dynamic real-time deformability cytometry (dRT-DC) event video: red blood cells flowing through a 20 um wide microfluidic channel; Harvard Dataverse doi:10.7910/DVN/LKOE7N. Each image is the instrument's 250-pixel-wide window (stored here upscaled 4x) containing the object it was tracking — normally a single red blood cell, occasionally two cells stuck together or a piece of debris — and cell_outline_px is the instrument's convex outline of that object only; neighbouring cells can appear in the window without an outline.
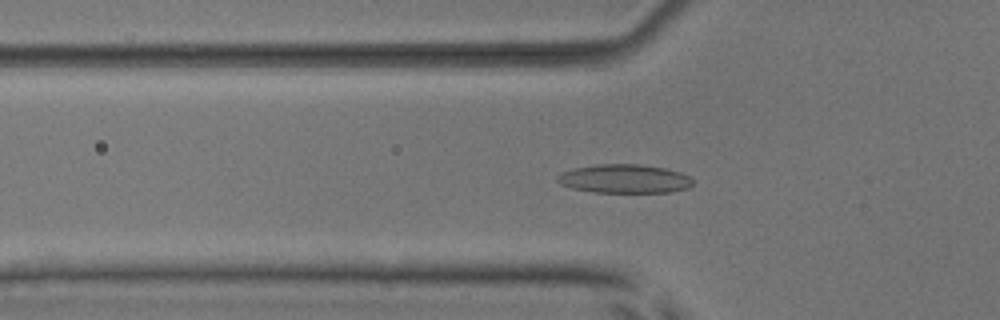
{"species": "common noctule bat (a hibernating species)", "species_latin": "Nyctalus noctula", "temperature_condition": "room temperature", "stored_images_in_passage": 51, "camera_frame_rate_fps": 3000, "um_per_image_px": 0.085, "animal": {"sex": "male", "body_mass_g": 17.9, "forearm_length_mm": 54.2}, "frame": {"image": 1, "passage_image": 17, "time_ms": 5.333, "image_size_px": [1000, 320], "cell_outline_px": [[692, 184], [688, 188], [672, 192], [592, 192], [572, 188], [560, 184], [556, 180], [556, 176], [564, 172], [576, 168], [596, 164], [640, 164], [664, 168], [680, 172], [688, 176], [692, 180]], "centroid_in_image_um": [53.07, 15.2], "position_along_channel_um": 72.7, "area_um2": 22.6}}
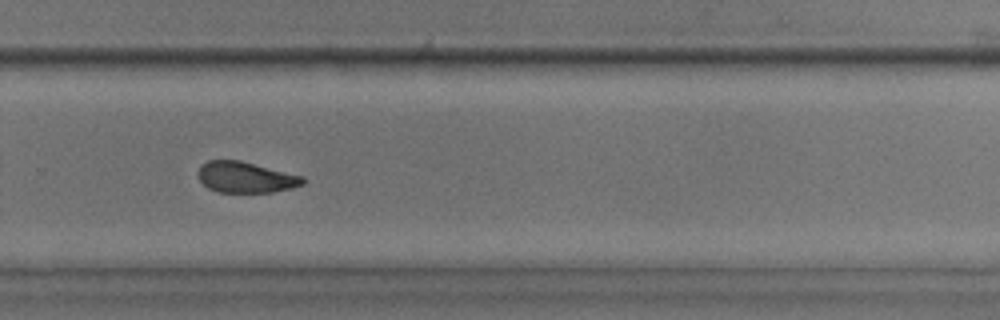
{"frame": {"image": 2, "passage_image": 35, "time_ms": 11.333, "image_size_px": [1000, 320], "cell_outline_px": [[304, 184], [292, 188], [272, 192], [216, 192], [208, 188], [200, 180], [200, 164], [208, 160], [240, 160], [304, 176]], "centroid_in_image_um": [20.9, 15.06], "position_along_channel_um": 308.9, "area_um2": 18.84}}
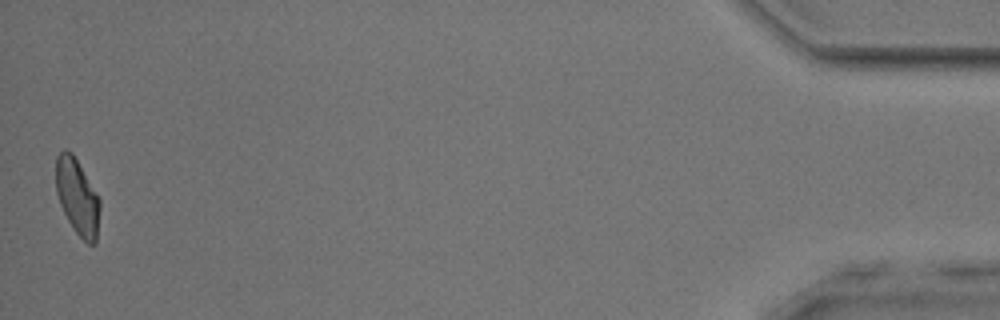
{"frame": {"image": 3, "passage_image": 51, "time_ms": 16.667, "image_size_px": [1000, 320], "cell_outline_px": [[100, 208], [96, 244], [88, 244], [72, 228], [60, 204], [56, 192], [56, 156], [64, 148], [72, 152], [100, 200]], "centroid_in_image_um": [6.57, 16.74], "position_along_channel_um": 428.6, "area_um2": 19.31}, "authors_computed_cell_mechanics": {"area_um2": 20.1144, "velocity_mm_per_s": 3.9421, "shape_relaxation_time_tau1_ms": 4.3528, "shape_relaxation_time_tau2_ms": 3.0282, "deformation_change_tau1": 0.1089, "deformation_change_tau2": 0.0928}}